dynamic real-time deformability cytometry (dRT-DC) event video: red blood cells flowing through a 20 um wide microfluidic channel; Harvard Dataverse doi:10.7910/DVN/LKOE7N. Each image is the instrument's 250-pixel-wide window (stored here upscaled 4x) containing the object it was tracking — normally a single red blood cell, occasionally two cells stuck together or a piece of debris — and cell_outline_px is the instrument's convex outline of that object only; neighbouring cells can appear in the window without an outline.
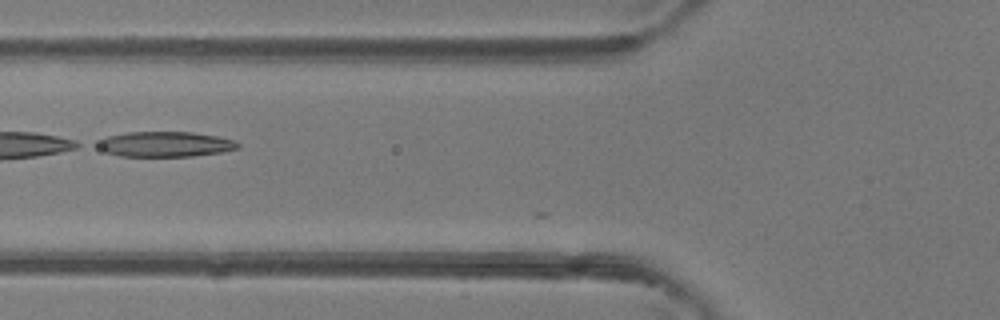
{"species": "common noctule bat (a hibernating species)", "species_latin": "Nyctalus noctula", "temperature_condition": "room temperature", "stored_images_in_passage": 11, "camera_frame_rate_fps": 3000, "um_per_image_px": 0.085, "animal": {"sex": "female"}, "frame": {"image": 1, "passage_image": 3, "time_ms": 0.667, "image_size_px": [1000, 320], "cell_outline_px": [[240, 148], [224, 152], [192, 156], [120, 156], [108, 152], [92, 144], [104, 136], [124, 132], [192, 132], [216, 136], [236, 140], [240, 144]], "centroid_in_image_um": [14.02, 12.25], "position_along_channel_um": 111.8, "area_um2": 20.92}}